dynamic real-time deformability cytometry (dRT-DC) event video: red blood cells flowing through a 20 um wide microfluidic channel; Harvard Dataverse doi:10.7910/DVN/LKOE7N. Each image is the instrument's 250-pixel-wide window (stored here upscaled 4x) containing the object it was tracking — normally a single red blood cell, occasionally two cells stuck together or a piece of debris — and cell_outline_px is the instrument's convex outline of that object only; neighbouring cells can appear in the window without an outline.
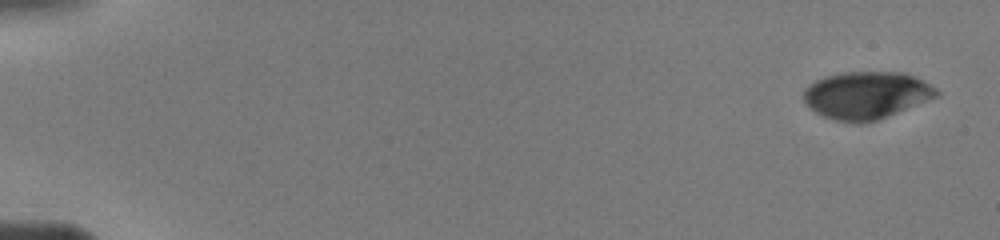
{"species": "human", "species_latin": "Homo sapiens", "temperature_condition": "warm", "stored_images_in_passage": 43, "camera_frame_rate_fps": 3000, "um_per_image_px": 0.085, "donor": {"sex": "male"}, "frame": {"image": 1, "passage_image": 1, "time_ms": 0.0, "image_size_px": [1000, 240], "cell_outline_px": [[940, 92], [936, 96], [876, 120], [860, 124], [852, 124], [832, 120], [816, 112], [804, 100], [804, 88], [808, 84], [824, 76], [844, 72], [904, 72], [936, 88]], "centroid_in_image_um": [73.57, 8.09], "position_along_channel_um": 11.4, "area_um2": 36.3}}
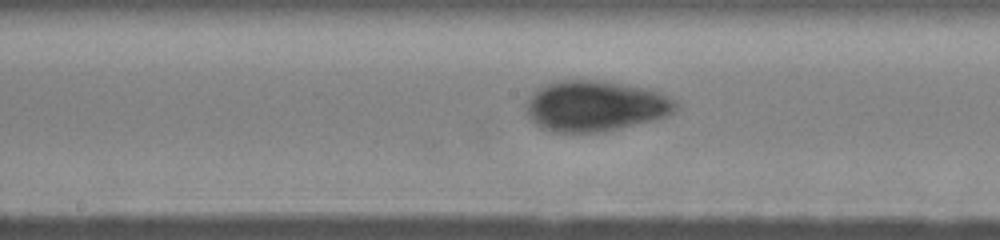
{"frame": {"image": 2, "passage_image": 26, "time_ms": 8.667, "image_size_px": [1000, 240], "cell_outline_px": [[680, 104], [672, 112], [664, 116], [604, 132], [552, 132], [540, 128], [528, 116], [528, 100], [532, 92], [552, 80], [604, 80], [656, 88], [672, 96]], "centroid_in_image_um": [50.65, 8.97], "position_along_channel_um": 197.5, "area_um2": 44.8}}
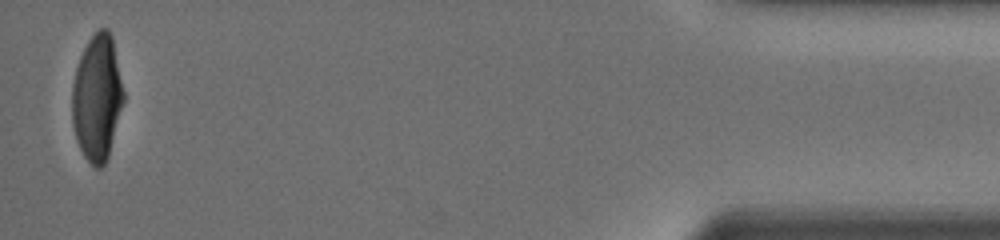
{"frame": {"image": 3, "passage_image": 43, "time_ms": 16.0, "image_size_px": [1000, 240], "cell_outline_px": [[124, 100], [108, 156], [104, 164], [100, 168], [96, 168], [84, 156], [76, 140], [72, 124], [72, 84], [76, 68], [80, 56], [88, 40], [100, 28], [108, 28], [112, 36], [124, 92]], "centroid_in_image_um": [8.24, 8.3], "position_along_channel_um": 427.0, "area_um2": 37.69}}